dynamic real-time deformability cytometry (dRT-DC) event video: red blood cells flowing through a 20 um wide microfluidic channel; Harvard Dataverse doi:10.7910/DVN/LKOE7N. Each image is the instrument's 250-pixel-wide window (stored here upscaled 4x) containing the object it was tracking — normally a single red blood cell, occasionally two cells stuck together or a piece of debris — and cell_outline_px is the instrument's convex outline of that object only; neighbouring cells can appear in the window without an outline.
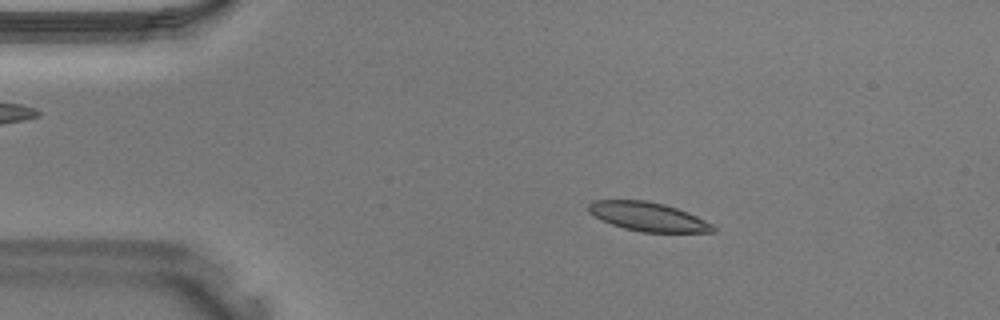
{"species": "Egyptian fruit bat (a non-hibernating species)", "species_latin": "Rousettus aegyptiacus", "temperature_condition": "warm", "stored_images_in_passage": 41, "camera_frame_rate_fps": 3000, "um_per_image_px": 0.085, "animal": {"sex": "male"}, "frame": {"image": 1, "passage_image": 8, "time_ms": 2.333, "image_size_px": [1000, 320], "cell_outline_px": [[716, 232], [640, 232], [624, 228], [600, 220], [588, 212], [588, 204], [592, 200], [644, 200], [664, 204], [688, 212], [712, 224], [716, 228]], "centroid_in_image_um": [55.06, 18.42], "position_along_channel_um": 29.9, "area_um2": 20.98}}
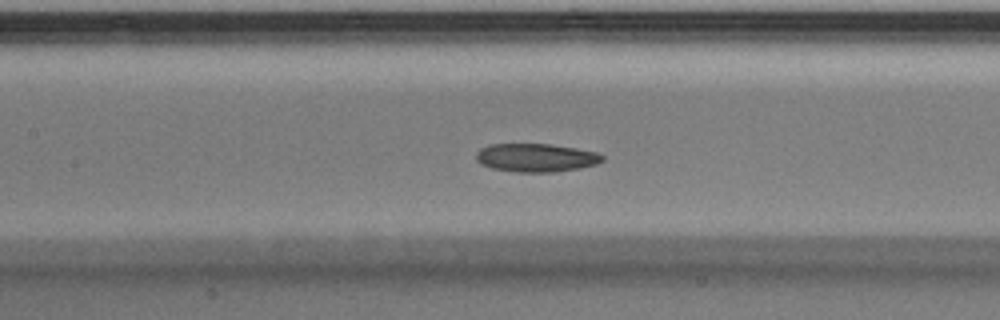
{"frame": {"image": 2, "passage_image": 19, "time_ms": 6.0, "image_size_px": [1000, 320], "cell_outline_px": [[604, 160], [596, 164], [580, 168], [556, 172], [516, 172], [492, 168], [480, 164], [476, 160], [476, 152], [480, 148], [492, 144], [552, 144], [576, 148], [596, 152], [604, 156]], "centroid_in_image_um": [45.56, 13.4], "position_along_channel_um": 161.8, "area_um2": 20.98}}
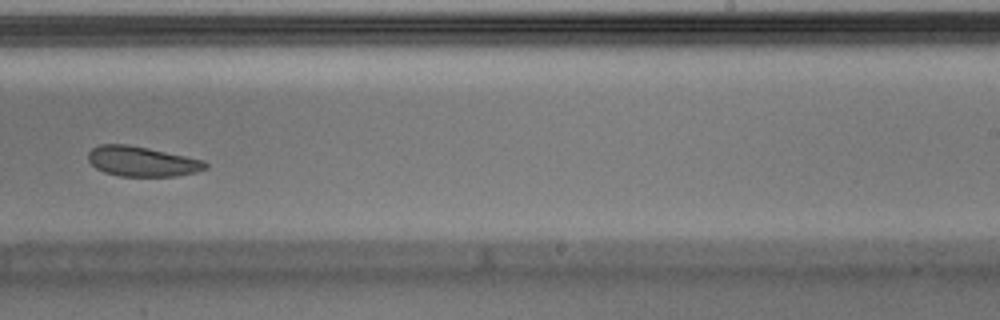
{"frame": {"image": 3, "passage_image": 26, "time_ms": 8.333, "image_size_px": [1000, 320], "cell_outline_px": [[208, 168], [196, 172], [176, 176], [120, 176], [104, 172], [96, 168], [88, 160], [88, 152], [92, 148], [100, 144], [128, 144], [148, 148], [204, 160], [208, 164]], "centroid_in_image_um": [12.07, 13.72], "position_along_channel_um": 276.9, "area_um2": 20.52}}